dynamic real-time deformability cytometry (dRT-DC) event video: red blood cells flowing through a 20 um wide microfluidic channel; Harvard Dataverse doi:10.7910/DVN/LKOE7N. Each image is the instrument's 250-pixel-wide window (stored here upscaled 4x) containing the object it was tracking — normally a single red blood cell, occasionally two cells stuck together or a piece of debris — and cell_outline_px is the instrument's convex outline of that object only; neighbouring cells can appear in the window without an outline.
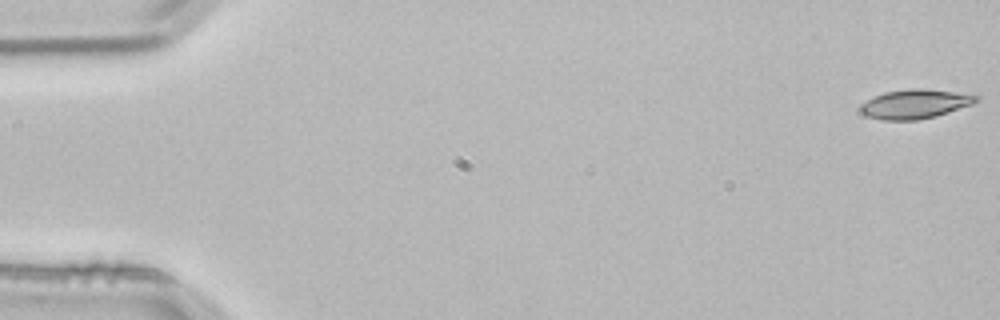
{"species": "common noctule bat (a hibernating species)", "species_latin": "Nyctalus noctula", "temperature_condition": "room temperature", "stored_images_in_passage": 3, "camera_frame_rate_fps": 3000, "um_per_image_px": 0.085, "animal": {"sex": "male", "body_mass_g": 21.5, "forearm_length_mm": 52.0}, "frame": {"image": 1, "passage_image": 1, "time_ms": 0.0, "image_size_px": [1000, 320], "cell_outline_px": [[980, 100], [972, 104], [936, 116], [916, 120], [884, 120], [868, 116], [860, 112], [860, 104], [884, 92], [908, 88], [924, 88], [980, 96]], "centroid_in_image_um": [77.77, 8.83], "position_along_channel_um": 7.2, "area_um2": 19.54}}
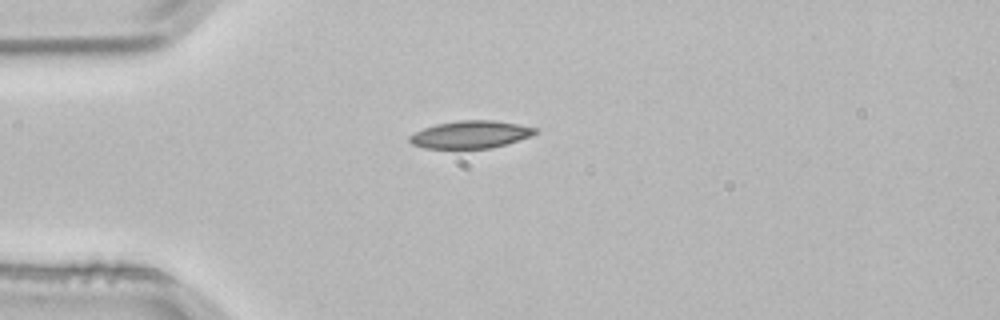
{"frame": {"image": 2, "passage_image": 3, "time_ms": 0.667, "image_size_px": [1000, 320], "cell_outline_px": [[540, 132], [532, 136], [492, 148], [424, 148], [412, 144], [408, 140], [408, 136], [424, 128], [436, 124], [456, 120], [496, 120], [536, 128]], "centroid_in_image_um": [40.01, 11.43], "position_along_channel_um": 45.0, "area_um2": 20.17}}